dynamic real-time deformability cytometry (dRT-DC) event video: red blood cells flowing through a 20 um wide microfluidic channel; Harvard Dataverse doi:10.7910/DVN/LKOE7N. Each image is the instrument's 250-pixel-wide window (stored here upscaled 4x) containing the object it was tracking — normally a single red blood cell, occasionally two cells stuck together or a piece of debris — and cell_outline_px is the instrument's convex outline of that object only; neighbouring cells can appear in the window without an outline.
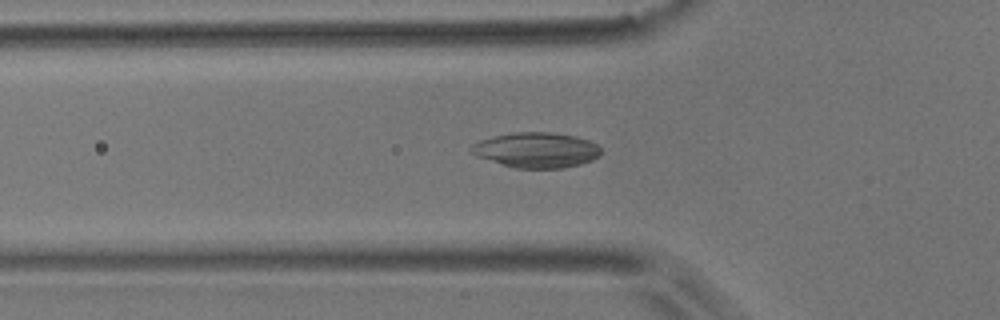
{"species": "common noctule bat (a hibernating species)", "species_latin": "Nyctalus noctula", "temperature_condition": "room temperature", "stored_images_in_passage": 47, "camera_frame_rate_fps": 3000, "um_per_image_px": 0.085, "animal": {"sex": "male", "body_mass_g": 17.9}, "frame": {"image": 1, "passage_image": 11, "time_ms": 3.333, "image_size_px": [1000, 320], "cell_outline_px": [[600, 156], [592, 160], [580, 164], [564, 168], [516, 168], [476, 156], [468, 148], [472, 144], [480, 140], [492, 136], [512, 132], [552, 132], [576, 136], [588, 140], [596, 144], [600, 148]], "centroid_in_image_um": [45.58, 12.74], "position_along_channel_um": 80.2, "area_um2": 26.7}}
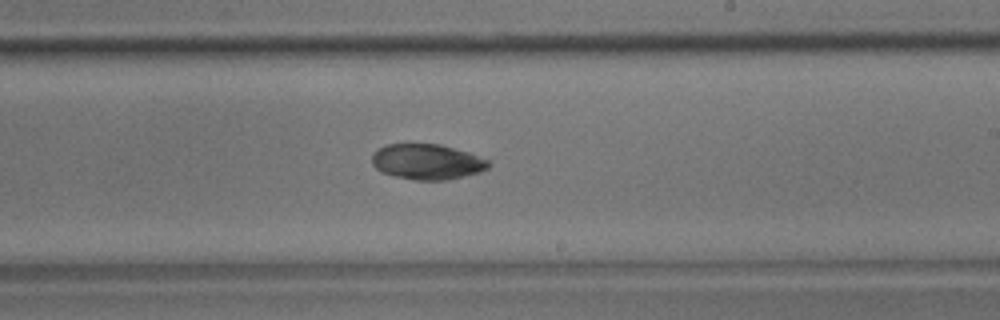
{"frame": {"image": 2, "passage_image": 25, "time_ms": 8.0, "image_size_px": [1000, 320], "cell_outline_px": [[492, 164], [488, 168], [480, 172], [448, 180], [416, 180], [396, 176], [384, 172], [376, 168], [372, 164], [372, 156], [384, 144], [440, 144], [468, 152], [488, 160]], "centroid_in_image_um": [36.34, 13.75], "position_along_channel_um": 252.7, "area_um2": 23.93}}
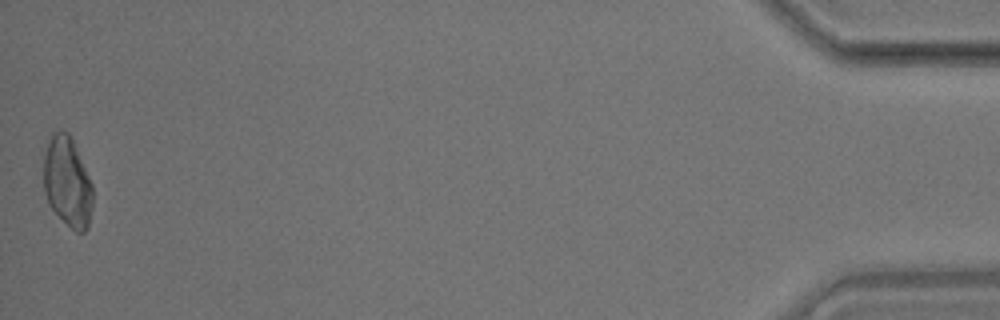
{"frame": {"image": 3, "passage_image": 47, "time_ms": 15.333, "image_size_px": [1000, 320], "cell_outline_px": [[92, 204], [88, 228], [84, 232], [76, 232], [48, 204], [44, 192], [44, 156], [48, 140], [52, 132], [60, 128], [68, 132], [72, 140], [92, 184]], "centroid_in_image_um": [5.71, 15.43], "position_along_channel_um": 429.5, "area_um2": 25.55}, "authors_computed_cell_mechanics": {"area_um2": 24.9696, "velocity_mm_per_s": 3.6759, "shape_relaxation_time_tau1_ms": 10.1092, "shape_relaxation_time_tau2_ms": null, "deformation_change_tau1": 0.1203, "deformation_change_tau2": null}}